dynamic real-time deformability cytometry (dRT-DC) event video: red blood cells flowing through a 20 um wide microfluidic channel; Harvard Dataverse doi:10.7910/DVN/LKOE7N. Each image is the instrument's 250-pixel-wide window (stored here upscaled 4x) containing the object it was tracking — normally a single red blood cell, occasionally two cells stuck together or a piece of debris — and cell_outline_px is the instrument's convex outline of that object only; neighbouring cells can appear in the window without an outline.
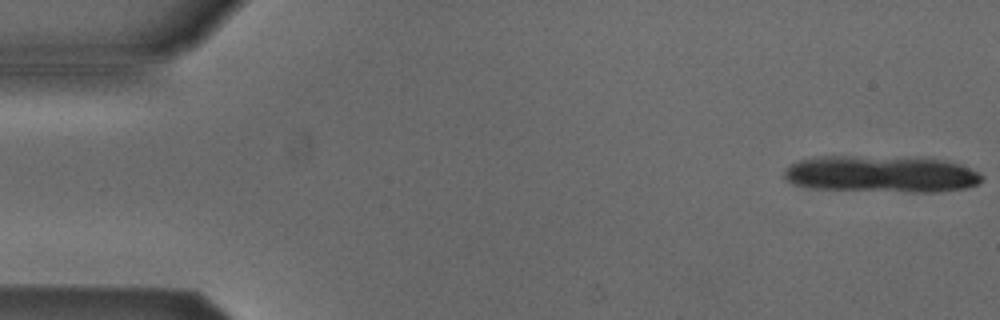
{"species": "Egyptian fruit bat (a non-hibernating species)", "species_latin": "Rousettus aegyptiacus", "temperature_condition": "cold", "stored_images_in_passage": 4, "camera_frame_rate_fps": 3000, "um_per_image_px": 0.085, "animal": {"sex": "male"}, "frame": {"image": 1, "passage_image": 1, "time_ms": 0.0, "image_size_px": [1000, 320], "cell_outline_px": [[984, 180], [976, 184], [964, 188], [936, 192], [912, 192], [812, 188], [792, 184], [784, 180], [784, 172], [796, 160], [820, 156], [856, 156], [948, 160], [960, 164], [984, 176]], "centroid_in_image_um": [74.87, 14.8], "position_along_channel_um": 10.1, "area_um2": 42.14}}